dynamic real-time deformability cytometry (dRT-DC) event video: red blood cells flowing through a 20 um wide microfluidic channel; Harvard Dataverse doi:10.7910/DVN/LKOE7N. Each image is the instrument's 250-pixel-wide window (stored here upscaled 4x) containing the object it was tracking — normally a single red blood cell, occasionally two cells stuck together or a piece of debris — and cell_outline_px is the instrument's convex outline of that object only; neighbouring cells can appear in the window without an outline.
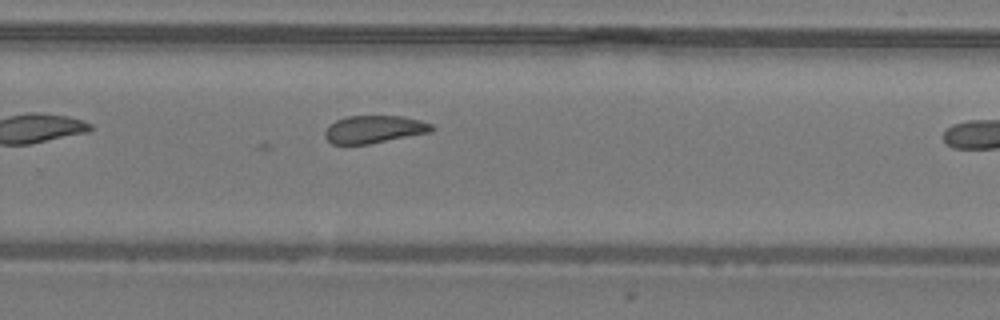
{"species": "common noctule bat (a hibernating species)", "species_latin": "Nyctalus noctula", "temperature_condition": "warm", "stored_images_in_passage": 19, "camera_frame_rate_fps": 3000, "um_per_image_px": 0.085, "animal": {"sex": "male", "body_mass_g": 19.2, "forearm_length_mm": 51.8}, "frame": {"image": 1, "passage_image": 16, "time_ms": 5.0, "image_size_px": [1000, 320], "cell_outline_px": [[436, 128], [432, 132], [368, 144], [332, 144], [324, 136], [324, 132], [336, 120], [348, 116], [400, 116], [420, 120], [432, 124]], "centroid_in_image_um": [31.84, 10.99], "position_along_channel_um": 298.0, "area_um2": 17.11}}